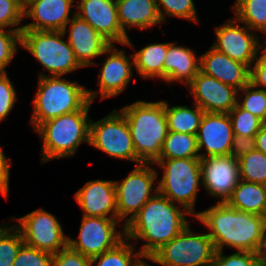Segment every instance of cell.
<instances>
[{
    "mask_svg": "<svg viewBox=\"0 0 266 266\" xmlns=\"http://www.w3.org/2000/svg\"><path fill=\"white\" fill-rule=\"evenodd\" d=\"M262 217L264 218V221L266 223V206H265L264 212L262 214Z\"/></svg>",
    "mask_w": 266,
    "mask_h": 266,
    "instance_id": "49",
    "label": "cell"
},
{
    "mask_svg": "<svg viewBox=\"0 0 266 266\" xmlns=\"http://www.w3.org/2000/svg\"><path fill=\"white\" fill-rule=\"evenodd\" d=\"M149 164L152 165L153 163L137 164L136 168L121 182L114 181L118 220L121 221L131 214L130 217L124 220L122 229H124L125 224L140 211L147 201L158 193V188H153V184L158 177V172L149 167Z\"/></svg>",
    "mask_w": 266,
    "mask_h": 266,
    "instance_id": "10",
    "label": "cell"
},
{
    "mask_svg": "<svg viewBox=\"0 0 266 266\" xmlns=\"http://www.w3.org/2000/svg\"><path fill=\"white\" fill-rule=\"evenodd\" d=\"M159 16L164 23L166 17H179L193 22H199L193 0H156ZM162 6V9L161 7Z\"/></svg>",
    "mask_w": 266,
    "mask_h": 266,
    "instance_id": "35",
    "label": "cell"
},
{
    "mask_svg": "<svg viewBox=\"0 0 266 266\" xmlns=\"http://www.w3.org/2000/svg\"><path fill=\"white\" fill-rule=\"evenodd\" d=\"M243 92V95L240 94ZM240 94V95H239ZM239 97H244L242 101L237 100V104L242 108L266 122V89L256 88L252 83L247 84L238 91Z\"/></svg>",
    "mask_w": 266,
    "mask_h": 266,
    "instance_id": "33",
    "label": "cell"
},
{
    "mask_svg": "<svg viewBox=\"0 0 266 266\" xmlns=\"http://www.w3.org/2000/svg\"><path fill=\"white\" fill-rule=\"evenodd\" d=\"M52 266H91V258L67 246L53 254Z\"/></svg>",
    "mask_w": 266,
    "mask_h": 266,
    "instance_id": "41",
    "label": "cell"
},
{
    "mask_svg": "<svg viewBox=\"0 0 266 266\" xmlns=\"http://www.w3.org/2000/svg\"><path fill=\"white\" fill-rule=\"evenodd\" d=\"M222 251H215L211 266H261L266 260V254L249 251H238L231 255H223Z\"/></svg>",
    "mask_w": 266,
    "mask_h": 266,
    "instance_id": "36",
    "label": "cell"
},
{
    "mask_svg": "<svg viewBox=\"0 0 266 266\" xmlns=\"http://www.w3.org/2000/svg\"><path fill=\"white\" fill-rule=\"evenodd\" d=\"M157 164L164 174L157 185L158 192L171 202L179 204L191 216L194 212L201 178L200 158L157 159Z\"/></svg>",
    "mask_w": 266,
    "mask_h": 266,
    "instance_id": "6",
    "label": "cell"
},
{
    "mask_svg": "<svg viewBox=\"0 0 266 266\" xmlns=\"http://www.w3.org/2000/svg\"><path fill=\"white\" fill-rule=\"evenodd\" d=\"M7 227L0 226V266H13L17 253L24 244L22 233L16 224Z\"/></svg>",
    "mask_w": 266,
    "mask_h": 266,
    "instance_id": "32",
    "label": "cell"
},
{
    "mask_svg": "<svg viewBox=\"0 0 266 266\" xmlns=\"http://www.w3.org/2000/svg\"><path fill=\"white\" fill-rule=\"evenodd\" d=\"M200 71V56L184 46L168 43L164 60V82L181 81L188 86Z\"/></svg>",
    "mask_w": 266,
    "mask_h": 266,
    "instance_id": "23",
    "label": "cell"
},
{
    "mask_svg": "<svg viewBox=\"0 0 266 266\" xmlns=\"http://www.w3.org/2000/svg\"><path fill=\"white\" fill-rule=\"evenodd\" d=\"M23 5H25L29 0H19Z\"/></svg>",
    "mask_w": 266,
    "mask_h": 266,
    "instance_id": "50",
    "label": "cell"
},
{
    "mask_svg": "<svg viewBox=\"0 0 266 266\" xmlns=\"http://www.w3.org/2000/svg\"><path fill=\"white\" fill-rule=\"evenodd\" d=\"M118 22L122 31L138 27L145 30L162 23L157 10L156 0H116Z\"/></svg>",
    "mask_w": 266,
    "mask_h": 266,
    "instance_id": "24",
    "label": "cell"
},
{
    "mask_svg": "<svg viewBox=\"0 0 266 266\" xmlns=\"http://www.w3.org/2000/svg\"><path fill=\"white\" fill-rule=\"evenodd\" d=\"M133 250H135L134 245L124 238L114 248L91 258V266L95 262L97 266H136L144 256L139 251Z\"/></svg>",
    "mask_w": 266,
    "mask_h": 266,
    "instance_id": "30",
    "label": "cell"
},
{
    "mask_svg": "<svg viewBox=\"0 0 266 266\" xmlns=\"http://www.w3.org/2000/svg\"><path fill=\"white\" fill-rule=\"evenodd\" d=\"M91 104L89 100L80 110L46 120L35 129L43 143V163L71 157L82 142L89 144Z\"/></svg>",
    "mask_w": 266,
    "mask_h": 266,
    "instance_id": "4",
    "label": "cell"
},
{
    "mask_svg": "<svg viewBox=\"0 0 266 266\" xmlns=\"http://www.w3.org/2000/svg\"><path fill=\"white\" fill-rule=\"evenodd\" d=\"M230 116L234 135L255 137L263 125V121L242 109L238 104L228 113Z\"/></svg>",
    "mask_w": 266,
    "mask_h": 266,
    "instance_id": "34",
    "label": "cell"
},
{
    "mask_svg": "<svg viewBox=\"0 0 266 266\" xmlns=\"http://www.w3.org/2000/svg\"><path fill=\"white\" fill-rule=\"evenodd\" d=\"M53 254L23 244L13 266H52Z\"/></svg>",
    "mask_w": 266,
    "mask_h": 266,
    "instance_id": "38",
    "label": "cell"
},
{
    "mask_svg": "<svg viewBox=\"0 0 266 266\" xmlns=\"http://www.w3.org/2000/svg\"><path fill=\"white\" fill-rule=\"evenodd\" d=\"M238 23L234 18L217 26L215 30L217 39L212 47L251 69L252 63L260 53V41L258 35L252 34L254 32L246 25L240 26Z\"/></svg>",
    "mask_w": 266,
    "mask_h": 266,
    "instance_id": "13",
    "label": "cell"
},
{
    "mask_svg": "<svg viewBox=\"0 0 266 266\" xmlns=\"http://www.w3.org/2000/svg\"><path fill=\"white\" fill-rule=\"evenodd\" d=\"M194 109L188 106H173L165 101V114L168 131L197 135L204 111L194 103Z\"/></svg>",
    "mask_w": 266,
    "mask_h": 266,
    "instance_id": "27",
    "label": "cell"
},
{
    "mask_svg": "<svg viewBox=\"0 0 266 266\" xmlns=\"http://www.w3.org/2000/svg\"><path fill=\"white\" fill-rule=\"evenodd\" d=\"M197 135L168 131L158 159L200 158Z\"/></svg>",
    "mask_w": 266,
    "mask_h": 266,
    "instance_id": "28",
    "label": "cell"
},
{
    "mask_svg": "<svg viewBox=\"0 0 266 266\" xmlns=\"http://www.w3.org/2000/svg\"><path fill=\"white\" fill-rule=\"evenodd\" d=\"M235 19L250 30L266 32V0H235Z\"/></svg>",
    "mask_w": 266,
    "mask_h": 266,
    "instance_id": "29",
    "label": "cell"
},
{
    "mask_svg": "<svg viewBox=\"0 0 266 266\" xmlns=\"http://www.w3.org/2000/svg\"><path fill=\"white\" fill-rule=\"evenodd\" d=\"M74 195L83 210V216L118 220L114 181L100 179L88 181ZM109 214L111 216H108Z\"/></svg>",
    "mask_w": 266,
    "mask_h": 266,
    "instance_id": "20",
    "label": "cell"
},
{
    "mask_svg": "<svg viewBox=\"0 0 266 266\" xmlns=\"http://www.w3.org/2000/svg\"><path fill=\"white\" fill-rule=\"evenodd\" d=\"M2 149L0 146V188L9 195V175L12 164L10 163L11 159L6 158Z\"/></svg>",
    "mask_w": 266,
    "mask_h": 266,
    "instance_id": "44",
    "label": "cell"
},
{
    "mask_svg": "<svg viewBox=\"0 0 266 266\" xmlns=\"http://www.w3.org/2000/svg\"><path fill=\"white\" fill-rule=\"evenodd\" d=\"M89 145L110 157L143 163L137 156L127 120L114 110L97 122L90 121Z\"/></svg>",
    "mask_w": 266,
    "mask_h": 266,
    "instance_id": "9",
    "label": "cell"
},
{
    "mask_svg": "<svg viewBox=\"0 0 266 266\" xmlns=\"http://www.w3.org/2000/svg\"><path fill=\"white\" fill-rule=\"evenodd\" d=\"M265 34H266V32H265ZM263 46L264 45L262 43H260V47L259 48L260 49L263 48V50L261 51V53H262L261 55H263L264 57H266V46L265 47H263Z\"/></svg>",
    "mask_w": 266,
    "mask_h": 266,
    "instance_id": "47",
    "label": "cell"
},
{
    "mask_svg": "<svg viewBox=\"0 0 266 266\" xmlns=\"http://www.w3.org/2000/svg\"><path fill=\"white\" fill-rule=\"evenodd\" d=\"M75 0H29L24 5V18L34 21L23 25V30H53L67 32L72 19L70 9Z\"/></svg>",
    "mask_w": 266,
    "mask_h": 266,
    "instance_id": "19",
    "label": "cell"
},
{
    "mask_svg": "<svg viewBox=\"0 0 266 266\" xmlns=\"http://www.w3.org/2000/svg\"><path fill=\"white\" fill-rule=\"evenodd\" d=\"M70 23L68 43L74 51L75 58L82 67L96 65L92 58L103 55L111 45L89 23L73 13Z\"/></svg>",
    "mask_w": 266,
    "mask_h": 266,
    "instance_id": "22",
    "label": "cell"
},
{
    "mask_svg": "<svg viewBox=\"0 0 266 266\" xmlns=\"http://www.w3.org/2000/svg\"><path fill=\"white\" fill-rule=\"evenodd\" d=\"M118 223L116 219L83 216L78 240L68 237V246L88 258L101 255L125 238L124 229L116 231Z\"/></svg>",
    "mask_w": 266,
    "mask_h": 266,
    "instance_id": "12",
    "label": "cell"
},
{
    "mask_svg": "<svg viewBox=\"0 0 266 266\" xmlns=\"http://www.w3.org/2000/svg\"><path fill=\"white\" fill-rule=\"evenodd\" d=\"M226 204L238 211L262 216L266 206V185L240 179Z\"/></svg>",
    "mask_w": 266,
    "mask_h": 266,
    "instance_id": "25",
    "label": "cell"
},
{
    "mask_svg": "<svg viewBox=\"0 0 266 266\" xmlns=\"http://www.w3.org/2000/svg\"><path fill=\"white\" fill-rule=\"evenodd\" d=\"M24 19V5L19 0H0V28L20 24Z\"/></svg>",
    "mask_w": 266,
    "mask_h": 266,
    "instance_id": "39",
    "label": "cell"
},
{
    "mask_svg": "<svg viewBox=\"0 0 266 266\" xmlns=\"http://www.w3.org/2000/svg\"><path fill=\"white\" fill-rule=\"evenodd\" d=\"M23 26L9 29L0 28V72L5 73L6 66L12 61L21 46V31Z\"/></svg>",
    "mask_w": 266,
    "mask_h": 266,
    "instance_id": "37",
    "label": "cell"
},
{
    "mask_svg": "<svg viewBox=\"0 0 266 266\" xmlns=\"http://www.w3.org/2000/svg\"><path fill=\"white\" fill-rule=\"evenodd\" d=\"M255 147L256 150L262 151L266 155V122L255 135Z\"/></svg>",
    "mask_w": 266,
    "mask_h": 266,
    "instance_id": "45",
    "label": "cell"
},
{
    "mask_svg": "<svg viewBox=\"0 0 266 266\" xmlns=\"http://www.w3.org/2000/svg\"><path fill=\"white\" fill-rule=\"evenodd\" d=\"M130 128L136 156L143 163H154L160 156L168 132L165 101H136L120 110Z\"/></svg>",
    "mask_w": 266,
    "mask_h": 266,
    "instance_id": "3",
    "label": "cell"
},
{
    "mask_svg": "<svg viewBox=\"0 0 266 266\" xmlns=\"http://www.w3.org/2000/svg\"><path fill=\"white\" fill-rule=\"evenodd\" d=\"M79 2V4H78ZM75 12L110 44L120 43L134 48L118 22L116 0H80Z\"/></svg>",
    "mask_w": 266,
    "mask_h": 266,
    "instance_id": "14",
    "label": "cell"
},
{
    "mask_svg": "<svg viewBox=\"0 0 266 266\" xmlns=\"http://www.w3.org/2000/svg\"><path fill=\"white\" fill-rule=\"evenodd\" d=\"M255 149V137L234 135L230 150V156L235 159H239L243 155Z\"/></svg>",
    "mask_w": 266,
    "mask_h": 266,
    "instance_id": "42",
    "label": "cell"
},
{
    "mask_svg": "<svg viewBox=\"0 0 266 266\" xmlns=\"http://www.w3.org/2000/svg\"><path fill=\"white\" fill-rule=\"evenodd\" d=\"M114 46V44H111L103 53L109 55L104 60L105 62L98 75L99 92L87 90L88 99L91 102L98 94H100L101 99L119 95L132 81L133 55L130 56L132 60L130 61L124 50H119Z\"/></svg>",
    "mask_w": 266,
    "mask_h": 266,
    "instance_id": "15",
    "label": "cell"
},
{
    "mask_svg": "<svg viewBox=\"0 0 266 266\" xmlns=\"http://www.w3.org/2000/svg\"><path fill=\"white\" fill-rule=\"evenodd\" d=\"M168 43H153L133 53L136 72L144 79L159 78L164 81V60Z\"/></svg>",
    "mask_w": 266,
    "mask_h": 266,
    "instance_id": "26",
    "label": "cell"
},
{
    "mask_svg": "<svg viewBox=\"0 0 266 266\" xmlns=\"http://www.w3.org/2000/svg\"><path fill=\"white\" fill-rule=\"evenodd\" d=\"M187 87L204 112L228 114L237 105V89L201 71Z\"/></svg>",
    "mask_w": 266,
    "mask_h": 266,
    "instance_id": "17",
    "label": "cell"
},
{
    "mask_svg": "<svg viewBox=\"0 0 266 266\" xmlns=\"http://www.w3.org/2000/svg\"><path fill=\"white\" fill-rule=\"evenodd\" d=\"M214 254L208 233L195 235L188 225L146 259L162 266H211Z\"/></svg>",
    "mask_w": 266,
    "mask_h": 266,
    "instance_id": "8",
    "label": "cell"
},
{
    "mask_svg": "<svg viewBox=\"0 0 266 266\" xmlns=\"http://www.w3.org/2000/svg\"><path fill=\"white\" fill-rule=\"evenodd\" d=\"M234 138L230 116L224 113L205 112L197 133L200 158L208 156H228Z\"/></svg>",
    "mask_w": 266,
    "mask_h": 266,
    "instance_id": "18",
    "label": "cell"
},
{
    "mask_svg": "<svg viewBox=\"0 0 266 266\" xmlns=\"http://www.w3.org/2000/svg\"><path fill=\"white\" fill-rule=\"evenodd\" d=\"M241 180L266 185V155L253 150L238 159Z\"/></svg>",
    "mask_w": 266,
    "mask_h": 266,
    "instance_id": "31",
    "label": "cell"
},
{
    "mask_svg": "<svg viewBox=\"0 0 266 266\" xmlns=\"http://www.w3.org/2000/svg\"><path fill=\"white\" fill-rule=\"evenodd\" d=\"M200 71L238 91L250 83L251 69L247 65L231 59L212 46L200 56Z\"/></svg>",
    "mask_w": 266,
    "mask_h": 266,
    "instance_id": "21",
    "label": "cell"
},
{
    "mask_svg": "<svg viewBox=\"0 0 266 266\" xmlns=\"http://www.w3.org/2000/svg\"><path fill=\"white\" fill-rule=\"evenodd\" d=\"M143 259H146V257L142 258V259L136 264V266H151V265L147 264Z\"/></svg>",
    "mask_w": 266,
    "mask_h": 266,
    "instance_id": "46",
    "label": "cell"
},
{
    "mask_svg": "<svg viewBox=\"0 0 266 266\" xmlns=\"http://www.w3.org/2000/svg\"><path fill=\"white\" fill-rule=\"evenodd\" d=\"M198 221L207 228L215 251L224 246L238 251L266 254V223L261 215L242 212L226 203H216L196 213Z\"/></svg>",
    "mask_w": 266,
    "mask_h": 266,
    "instance_id": "1",
    "label": "cell"
},
{
    "mask_svg": "<svg viewBox=\"0 0 266 266\" xmlns=\"http://www.w3.org/2000/svg\"><path fill=\"white\" fill-rule=\"evenodd\" d=\"M63 31L22 30L21 47L27 49L49 71L50 76H63L82 68Z\"/></svg>",
    "mask_w": 266,
    "mask_h": 266,
    "instance_id": "7",
    "label": "cell"
},
{
    "mask_svg": "<svg viewBox=\"0 0 266 266\" xmlns=\"http://www.w3.org/2000/svg\"><path fill=\"white\" fill-rule=\"evenodd\" d=\"M180 207V208H179ZM182 206H176L167 197L156 193L140 211L124 226L125 238L129 241H145L139 252L150 257L162 245L179 235L188 225Z\"/></svg>",
    "mask_w": 266,
    "mask_h": 266,
    "instance_id": "2",
    "label": "cell"
},
{
    "mask_svg": "<svg viewBox=\"0 0 266 266\" xmlns=\"http://www.w3.org/2000/svg\"><path fill=\"white\" fill-rule=\"evenodd\" d=\"M261 266H266V260L261 264Z\"/></svg>",
    "mask_w": 266,
    "mask_h": 266,
    "instance_id": "51",
    "label": "cell"
},
{
    "mask_svg": "<svg viewBox=\"0 0 266 266\" xmlns=\"http://www.w3.org/2000/svg\"><path fill=\"white\" fill-rule=\"evenodd\" d=\"M16 100V91L7 73H0V121L6 119Z\"/></svg>",
    "mask_w": 266,
    "mask_h": 266,
    "instance_id": "40",
    "label": "cell"
},
{
    "mask_svg": "<svg viewBox=\"0 0 266 266\" xmlns=\"http://www.w3.org/2000/svg\"><path fill=\"white\" fill-rule=\"evenodd\" d=\"M201 159L202 185L207 192L226 203L238 184L239 162L232 156H208Z\"/></svg>",
    "mask_w": 266,
    "mask_h": 266,
    "instance_id": "16",
    "label": "cell"
},
{
    "mask_svg": "<svg viewBox=\"0 0 266 266\" xmlns=\"http://www.w3.org/2000/svg\"><path fill=\"white\" fill-rule=\"evenodd\" d=\"M0 193L7 199L8 195L0 188Z\"/></svg>",
    "mask_w": 266,
    "mask_h": 266,
    "instance_id": "48",
    "label": "cell"
},
{
    "mask_svg": "<svg viewBox=\"0 0 266 266\" xmlns=\"http://www.w3.org/2000/svg\"><path fill=\"white\" fill-rule=\"evenodd\" d=\"M250 83L261 90H264L262 88L263 86L266 87V57L263 55L257 56V59L251 67Z\"/></svg>",
    "mask_w": 266,
    "mask_h": 266,
    "instance_id": "43",
    "label": "cell"
},
{
    "mask_svg": "<svg viewBox=\"0 0 266 266\" xmlns=\"http://www.w3.org/2000/svg\"><path fill=\"white\" fill-rule=\"evenodd\" d=\"M38 91L33 98L34 111L29 124L34 130L44 121L80 110L88 101L87 89L61 76L39 73Z\"/></svg>",
    "mask_w": 266,
    "mask_h": 266,
    "instance_id": "5",
    "label": "cell"
},
{
    "mask_svg": "<svg viewBox=\"0 0 266 266\" xmlns=\"http://www.w3.org/2000/svg\"><path fill=\"white\" fill-rule=\"evenodd\" d=\"M18 226L22 233L24 244L56 254L68 246V236L64 235L59 221L44 209H37L20 217Z\"/></svg>",
    "mask_w": 266,
    "mask_h": 266,
    "instance_id": "11",
    "label": "cell"
}]
</instances>
